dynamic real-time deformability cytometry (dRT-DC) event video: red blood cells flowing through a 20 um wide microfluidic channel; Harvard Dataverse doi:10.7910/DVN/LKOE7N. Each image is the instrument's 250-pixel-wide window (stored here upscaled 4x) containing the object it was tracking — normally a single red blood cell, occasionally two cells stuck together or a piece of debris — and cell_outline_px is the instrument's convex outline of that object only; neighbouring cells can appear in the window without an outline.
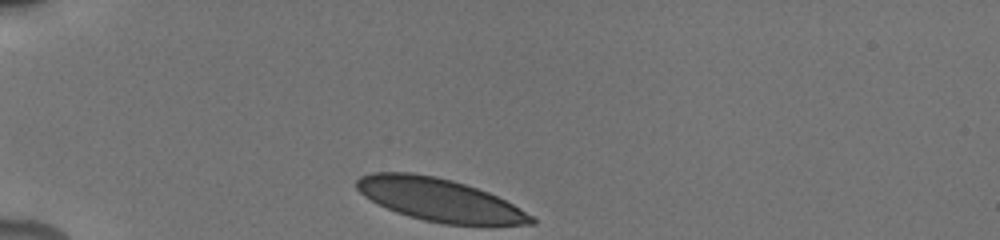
{"species": "human", "species_latin": "Homo sapiens", "temperature_condition": "cold", "stored_images_in_passage": 38, "camera_frame_rate_fps": 3000, "um_per_image_px": 0.085, "donor": {"sex": "male"}, "frame": {"image": 1, "passage_image": 1, "time_ms": 0.0, "image_size_px": [1000, 240], "cell_outline_px": [[536, 224], [444, 224], [424, 220], [408, 216], [396, 212], [364, 196], [356, 188], [356, 180], [360, 176], [372, 172], [412, 172], [436, 176], [452, 180], [488, 192], [520, 208], [532, 216], [536, 220]], "centroid_in_image_um": [37.31, 16.97], "position_along_channel_um": 47.7, "area_um2": 43.0}}
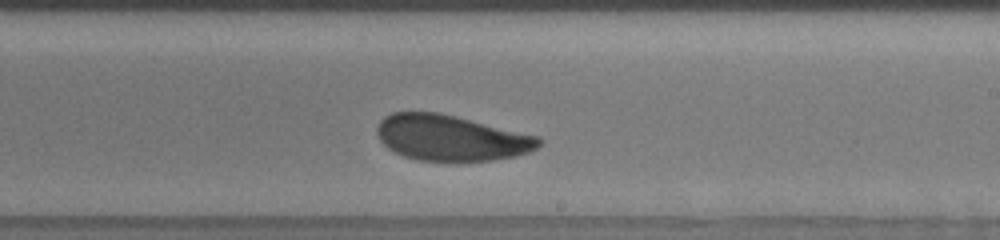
{"frame": {"image": 2, "passage_image": 26, "time_ms": 6.333, "image_size_px": [1000, 240], "cell_outline_px": [[544, 140], [536, 148], [528, 152], [516, 156], [492, 160], [416, 160], [404, 156], [388, 148], [380, 140], [376, 132], [376, 128], [380, 120], [384, 116], [392, 112], [440, 112], [540, 136]], "centroid_in_image_um": [38.34, 11.7], "position_along_channel_um": 250.7, "area_um2": 43.12}}
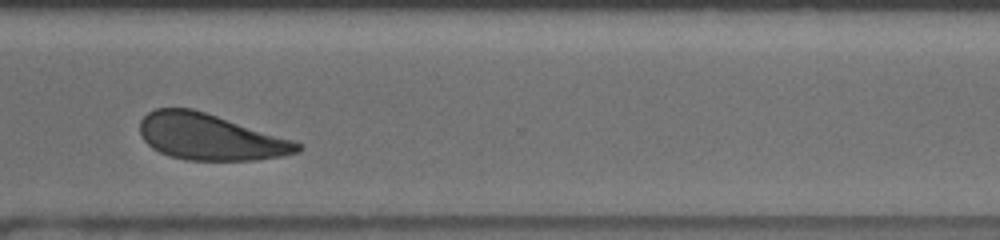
{"frame": {"image": 3, "passage_image": 37, "time_ms": 9.0, "image_size_px": [1000, 240], "cell_outline_px": [[304, 148], [296, 152], [280, 156], [256, 160], [188, 160], [168, 156], [152, 148], [144, 140], [140, 132], [140, 120], [148, 112], [156, 108], [192, 108], [292, 140], [304, 144]], "centroid_in_image_um": [17.83, 11.65], "position_along_channel_um": 352.8, "area_um2": 42.08}}